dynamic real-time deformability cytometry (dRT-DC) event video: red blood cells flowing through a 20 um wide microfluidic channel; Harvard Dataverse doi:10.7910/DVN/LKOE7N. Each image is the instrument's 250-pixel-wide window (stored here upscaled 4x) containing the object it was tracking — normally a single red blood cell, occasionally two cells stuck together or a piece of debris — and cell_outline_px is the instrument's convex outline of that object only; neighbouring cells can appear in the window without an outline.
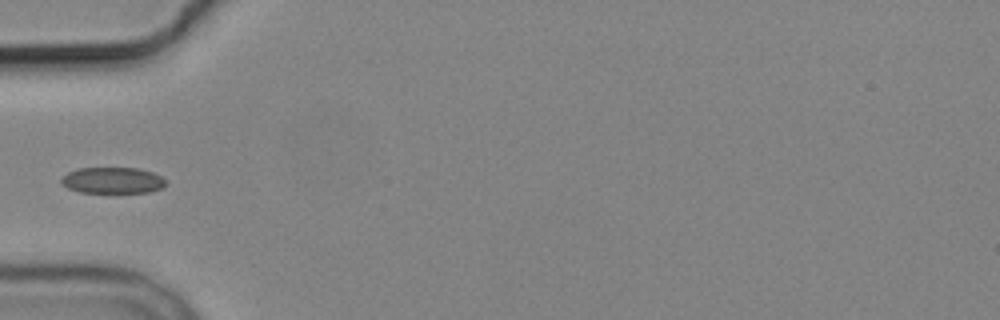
{"species": "common noctule bat (a hibernating species)", "species_latin": "Nyctalus noctula", "temperature_condition": "cold", "stored_images_in_passage": 8, "camera_frame_rate_fps": 3000, "um_per_image_px": 0.085, "animal": {"sex": "male", "body_mass_g": 19.2, "forearm_length_mm": 51.8}, "frame": {"image": 1, "passage_image": 5, "time_ms": 5.667, "image_size_px": [1000, 320], "cell_outline_px": [[168, 184], [160, 188], [148, 192], [80, 192], [68, 188], [60, 180], [68, 172], [80, 168], [140, 168], [152, 172], [160, 176]], "centroid_in_image_um": [9.59, 15.32], "position_along_channel_um": 75.4, "area_um2": 15.72}}
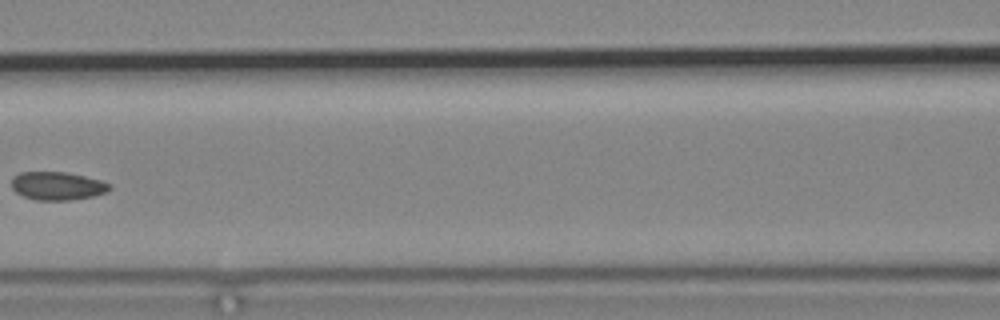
{"frame": {"image": 2, "passage_image": 7, "time_ms": 8.0, "image_size_px": [1000, 320], "cell_outline_px": [[112, 188], [108, 192], [92, 196], [68, 200], [36, 200], [24, 196], [16, 192], [12, 188], [12, 176], [20, 172], [68, 172], [100, 180], [112, 184]], "centroid_in_image_um": [4.89, 15.79], "position_along_channel_um": 161.7, "area_um2": 16.18}}
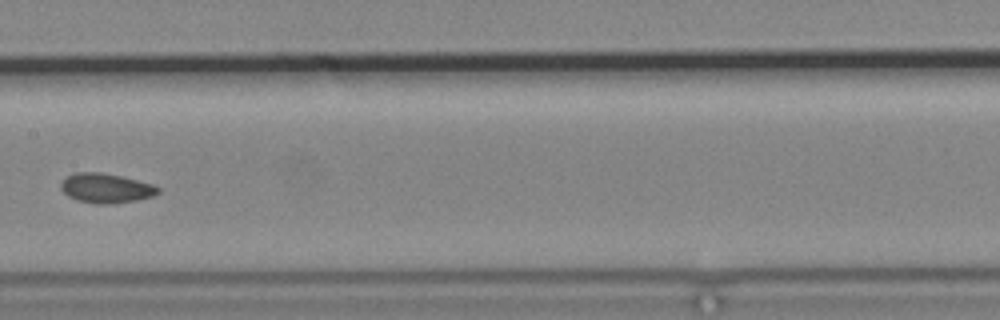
{"frame": {"image": 3, "passage_image": 8, "time_ms": 9.0, "image_size_px": [1000, 320], "cell_outline_px": [[160, 192], [152, 196], [136, 200], [108, 204], [96, 204], [76, 200], [68, 196], [60, 188], [60, 184], [68, 176], [76, 172], [100, 172], [120, 176], [152, 184], [160, 188]], "centroid_in_image_um": [8.99, 16.0], "position_along_channel_um": 198.4, "area_um2": 16.59}}